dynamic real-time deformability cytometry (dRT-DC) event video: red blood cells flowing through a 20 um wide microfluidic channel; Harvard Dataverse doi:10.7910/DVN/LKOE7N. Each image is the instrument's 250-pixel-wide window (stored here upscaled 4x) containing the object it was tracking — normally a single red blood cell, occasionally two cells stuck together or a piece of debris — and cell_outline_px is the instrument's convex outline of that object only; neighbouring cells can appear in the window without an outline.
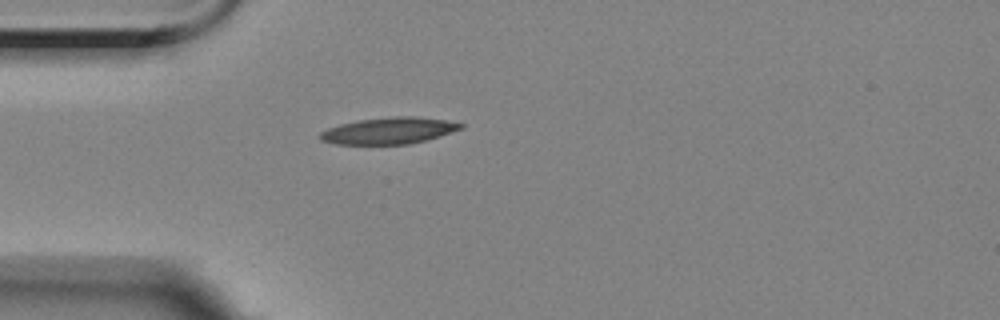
{"species": "Egyptian fruit bat (a non-hibernating species)", "species_latin": "Rousettus aegyptiacus", "temperature_condition": "room temperature", "stored_images_in_passage": 1, "camera_frame_rate_fps": 3000, "um_per_image_px": 0.085, "animal": {"sex": "female"}, "frame": {"image": 1, "passage_image": 1, "time_ms": 0.0, "image_size_px": [1000, 320], "cell_outline_px": [[464, 128], [440, 136], [408, 144], [336, 144], [320, 140], [320, 132], [328, 128], [340, 124], [360, 120], [392, 116], [416, 116], [444, 120], [464, 124]], "centroid_in_image_um": [33.06, 11.1], "position_along_channel_um": 51.9, "area_um2": 21.62}}